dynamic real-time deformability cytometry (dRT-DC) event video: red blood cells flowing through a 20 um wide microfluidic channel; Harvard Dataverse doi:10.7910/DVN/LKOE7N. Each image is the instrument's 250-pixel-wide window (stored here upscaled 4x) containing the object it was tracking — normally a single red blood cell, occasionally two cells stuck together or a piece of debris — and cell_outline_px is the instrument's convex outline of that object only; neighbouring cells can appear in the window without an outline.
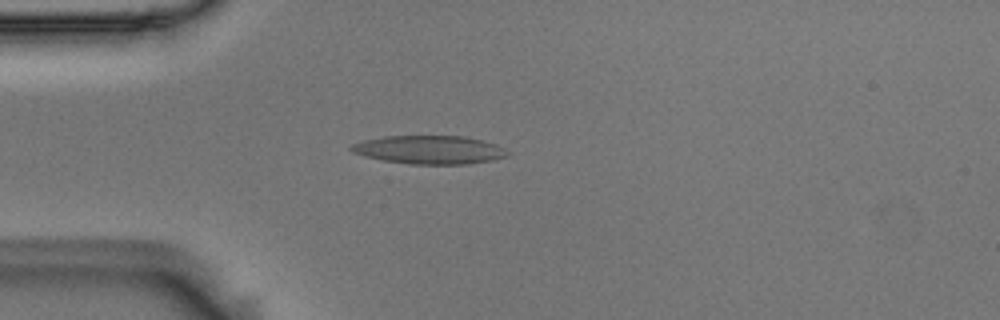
{"species": "Egyptian fruit bat (a non-hibernating species)", "species_latin": "Rousettus aegyptiacus", "temperature_condition": "room temperature", "stored_images_in_passage": 42, "camera_frame_rate_fps": 3000, "um_per_image_px": 0.085, "animal": {"sex": "male"}, "frame": {"image": 1, "passage_image": 10, "time_ms": 3.0, "image_size_px": [1000, 320], "cell_outline_px": [[512, 152], [508, 156], [492, 160], [468, 164], [408, 164], [384, 160], [364, 156], [352, 152], [348, 148], [352, 144], [364, 140], [384, 136], [464, 136], [496, 144]], "centroid_in_image_um": [36.52, 12.73], "position_along_channel_um": 48.5, "area_um2": 25.95}}
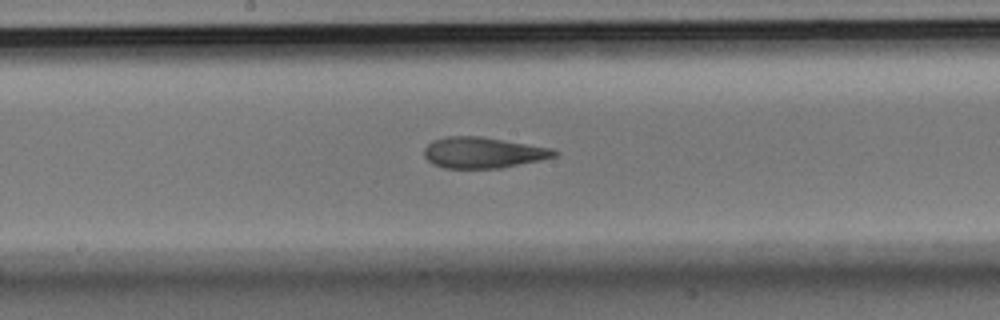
{"frame": {"image": 2, "passage_image": 24, "time_ms": 7.667, "image_size_px": [1000, 320], "cell_outline_px": [[560, 152], [556, 156], [540, 160], [500, 168], [444, 168], [432, 164], [424, 156], [424, 148], [432, 140], [444, 136], [480, 136], [556, 148]], "centroid_in_image_um": [41.08, 12.96], "position_along_channel_um": 207.1, "area_um2": 23.76}}
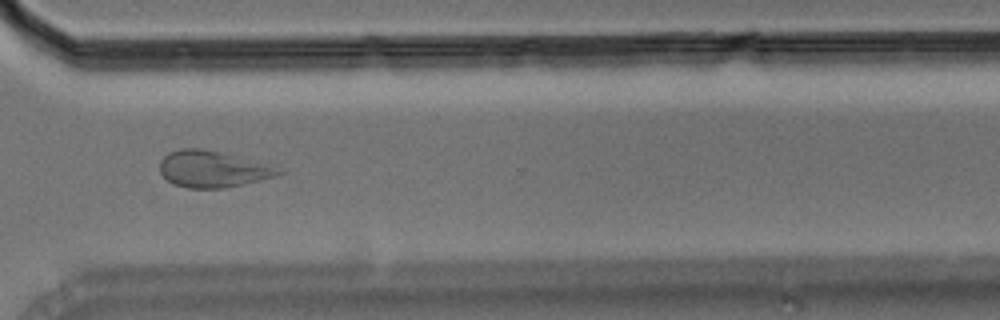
{"frame": {"image": 3, "passage_image": 36, "time_ms": 11.667, "image_size_px": [1000, 320], "cell_outline_px": [[284, 172], [276, 176], [224, 188], [188, 188], [176, 184], [168, 180], [160, 172], [160, 160], [168, 152], [180, 148], [200, 148], [220, 152], [268, 164]], "centroid_in_image_um": [18.03, 14.36], "position_along_channel_um": 352.6, "area_um2": 24.85}, "authors_computed_cell_mechanics": {"area_um2": 24.9118, "velocity_mm_per_s": 3.6406, "shape_relaxation_time_tau1_ms": null, "shape_relaxation_time_tau2_ms": 1.6542, "deformation_change_tau1": null, "deformation_change_tau2": 0.0879}}